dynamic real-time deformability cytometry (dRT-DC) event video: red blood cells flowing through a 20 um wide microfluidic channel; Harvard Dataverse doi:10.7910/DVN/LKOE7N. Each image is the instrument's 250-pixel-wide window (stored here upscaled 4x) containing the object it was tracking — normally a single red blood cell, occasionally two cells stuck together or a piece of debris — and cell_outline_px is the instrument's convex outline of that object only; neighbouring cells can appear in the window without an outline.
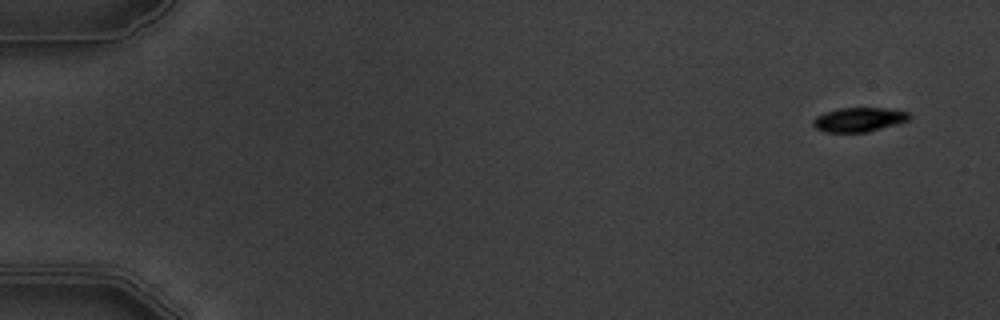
{"species": "common noctule bat (a hibernating species)", "species_latin": "Nyctalus noctula", "temperature_condition": "warm", "stored_images_in_passage": 8, "camera_frame_rate_fps": 3000, "um_per_image_px": 0.085, "animal": {"sex": "male", "body_mass_g": 19.5, "forearm_length_mm": 54.6}, "frame": {"image": 1, "passage_image": 2, "time_ms": 1.0, "image_size_px": [1000, 320], "cell_outline_px": [[912, 116], [908, 120], [896, 124], [868, 132], [824, 132], [816, 128], [812, 124], [812, 120], [816, 116], [824, 112], [840, 108], [884, 108], [908, 112]], "centroid_in_image_um": [72.98, 10.17], "position_along_channel_um": 12.0, "area_um2": 13.58}}